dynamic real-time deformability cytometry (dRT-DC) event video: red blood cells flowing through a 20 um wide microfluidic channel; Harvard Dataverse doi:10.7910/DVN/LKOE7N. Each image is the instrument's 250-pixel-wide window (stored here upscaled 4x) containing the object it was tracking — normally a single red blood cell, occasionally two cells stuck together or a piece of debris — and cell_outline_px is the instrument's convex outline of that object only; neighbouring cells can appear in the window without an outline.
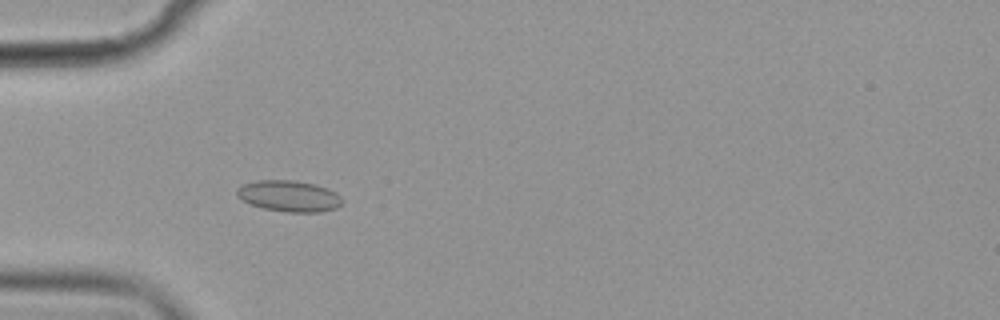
{"species": "common noctule bat (a hibernating species)", "species_latin": "Nyctalus noctula", "temperature_condition": "cold", "stored_images_in_passage": 57, "camera_frame_rate_fps": 3000, "um_per_image_px": 0.085, "animal": {"sex": "female", "body_mass_g": 19.9}, "frame": {"image": 1, "passage_image": 18, "time_ms": 5.667, "image_size_px": [1000, 320], "cell_outline_px": [[344, 204], [336, 208], [320, 212], [284, 212], [264, 208], [252, 204], [236, 196], [236, 188], [244, 184], [256, 180], [292, 180], [316, 184], [328, 188], [336, 192], [344, 200]], "centroid_in_image_um": [24.61, 16.66], "position_along_channel_um": 60.4, "area_um2": 19.31}}
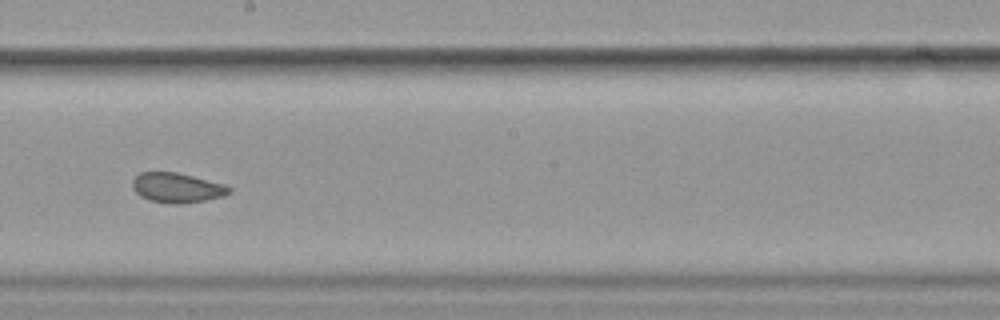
{"frame": {"image": 2, "passage_image": 33, "time_ms": 10.667, "image_size_px": [1000, 320], "cell_outline_px": [[232, 192], [220, 196], [204, 200], [184, 204], [168, 204], [148, 200], [140, 196], [132, 188], [132, 180], [140, 172], [176, 172], [224, 184], [232, 188]], "centroid_in_image_um": [15.01, 15.97], "position_along_channel_um": 233.2, "area_um2": 16.82}}
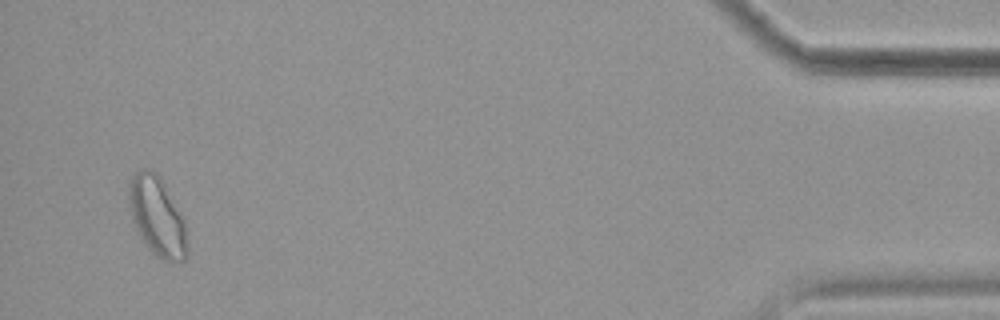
{"frame": {"image": 3, "passage_image": 55, "time_ms": 18.0, "image_size_px": [1000, 320], "cell_outline_px": [[188, 256], [184, 260], [164, 260], [156, 256], [148, 248], [140, 236], [132, 220], [128, 200], [128, 184], [132, 176], [140, 168], [152, 168], [160, 176], [180, 212], [184, 220], [188, 232]], "centroid_in_image_um": [13.37, 18.37], "position_along_channel_um": 421.8, "area_um2": 27.28}, "authors_computed_cell_mechanics": {"area_um2": 18.9584, "velocity_mm_per_s": 3.5475, "shape_relaxation_time_tau1_ms": null, "shape_relaxation_time_tau2_ms": 1.7711, "deformation_change_tau1": null, "deformation_change_tau2": 0.0572}}